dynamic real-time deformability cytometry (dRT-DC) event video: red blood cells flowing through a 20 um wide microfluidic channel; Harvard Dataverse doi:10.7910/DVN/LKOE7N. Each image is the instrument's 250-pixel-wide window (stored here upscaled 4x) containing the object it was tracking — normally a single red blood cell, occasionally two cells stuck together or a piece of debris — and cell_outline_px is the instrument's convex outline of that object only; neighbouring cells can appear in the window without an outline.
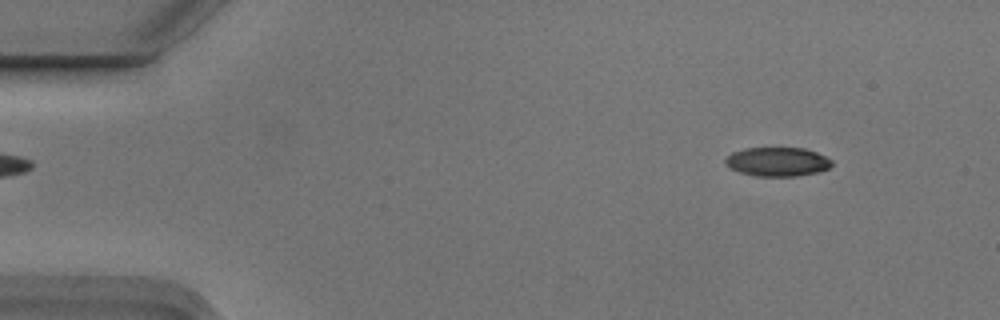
{"species": "Egyptian fruit bat (a non-hibernating species)", "species_latin": "Rousettus aegyptiacus", "temperature_condition": "cold", "stored_images_in_passage": 5, "camera_frame_rate_fps": 3000, "um_per_image_px": 0.085, "animal": {"sex": "male"}, "frame": {"image": 1, "passage_image": 1, "time_ms": 0.0, "image_size_px": [1000, 320], "cell_outline_px": [[832, 164], [828, 168], [816, 172], [796, 176], [756, 176], [740, 172], [728, 168], [724, 164], [724, 160], [732, 152], [744, 148], [804, 148], [816, 152], [832, 160]], "centroid_in_image_um": [66.03, 13.75], "position_along_channel_um": 19.0, "area_um2": 17.98}}
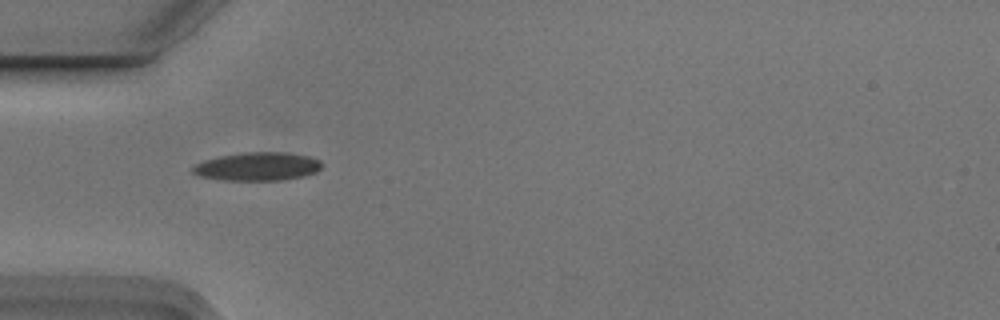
{"frame": {"image": 2, "passage_image": 4, "time_ms": 1.0, "image_size_px": [1000, 320], "cell_outline_px": [[320, 168], [316, 172], [304, 176], [280, 180], [224, 180], [200, 176], [192, 172], [192, 168], [196, 164], [204, 160], [220, 156], [244, 152], [284, 152], [308, 156], [320, 160]], "centroid_in_image_um": [21.88, 14.15], "position_along_channel_um": 63.1, "area_um2": 21.15}}